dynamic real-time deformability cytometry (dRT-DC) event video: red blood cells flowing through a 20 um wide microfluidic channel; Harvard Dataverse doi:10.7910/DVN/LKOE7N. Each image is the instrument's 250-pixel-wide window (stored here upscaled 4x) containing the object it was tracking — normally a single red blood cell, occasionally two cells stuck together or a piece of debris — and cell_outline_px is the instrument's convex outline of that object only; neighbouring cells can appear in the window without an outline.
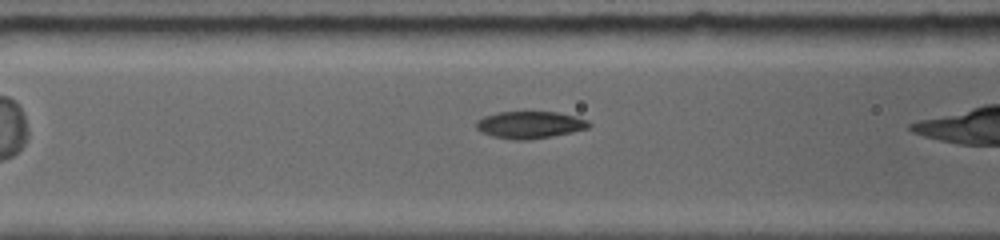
{"species": "common noctule bat (a hibernating species)", "species_latin": "Nyctalus noctula", "temperature_condition": "room temperature", "stored_images_in_passage": 17, "camera_frame_rate_fps": 5000, "um_per_image_px": 0.085, "animal": {"sex": "female", "body_mass_g": 19.0, "forearm_length_mm": 56.7}, "frame": {"image": 1, "passage_image": 3, "time_ms": 1.2, "image_size_px": [1000, 240], "cell_outline_px": [[588, 128], [548, 136], [496, 136], [484, 132], [476, 128], [476, 120], [484, 116], [500, 112], [556, 112], [588, 120]], "centroid_in_image_um": [45.02, 10.53], "position_along_channel_um": 121.6, "area_um2": 16.24}}